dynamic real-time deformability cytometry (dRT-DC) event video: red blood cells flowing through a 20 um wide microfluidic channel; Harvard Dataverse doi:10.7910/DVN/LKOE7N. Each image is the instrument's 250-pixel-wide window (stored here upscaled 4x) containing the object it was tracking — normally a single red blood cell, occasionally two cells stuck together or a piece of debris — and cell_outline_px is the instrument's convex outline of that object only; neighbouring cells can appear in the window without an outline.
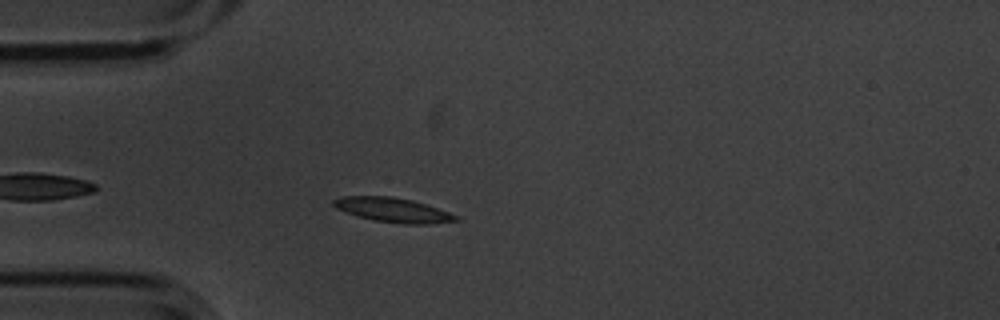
{"species": "common noctule bat (a hibernating species)", "species_latin": "Nyctalus noctula", "temperature_condition": "cold", "stored_images_in_passage": 3, "camera_frame_rate_fps": 3000, "um_per_image_px": 0.085, "animal": {"sex": "male", "body_mass_g": 20.1, "forearm_length_mm": 53.5}, "frame": {"image": 1, "passage_image": 3, "time_ms": 0.667, "image_size_px": [1000, 320], "cell_outline_px": [[460, 220], [428, 224], [404, 224], [372, 220], [356, 216], [336, 208], [332, 204], [332, 200], [340, 196], [392, 196], [412, 200], [460, 216]], "centroid_in_image_um": [33.37, 17.85], "position_along_channel_um": 51.6, "area_um2": 17.46}}